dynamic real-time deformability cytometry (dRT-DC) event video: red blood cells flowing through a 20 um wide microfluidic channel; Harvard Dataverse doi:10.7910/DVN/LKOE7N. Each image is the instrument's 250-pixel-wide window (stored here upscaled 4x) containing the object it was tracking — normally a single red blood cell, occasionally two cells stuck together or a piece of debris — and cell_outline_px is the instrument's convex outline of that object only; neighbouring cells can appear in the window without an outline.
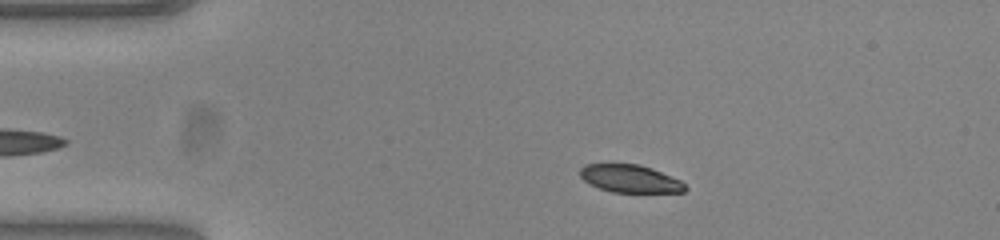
{"species": "common noctule bat (a hibernating species)", "species_latin": "Nyctalus noctula", "temperature_condition": "warm", "stored_images_in_passage": 50, "camera_frame_rate_fps": 3000, "um_per_image_px": 0.085, "animal": {"sex": "female", "body_mass_g": 23.0, "forearm_length_mm": 53.4}, "frame": {"image": 1, "passage_image": 7, "time_ms": 2.0, "image_size_px": [1000, 240], "cell_outline_px": [[688, 188], [684, 192], [612, 192], [600, 188], [584, 180], [580, 176], [580, 168], [584, 164], [640, 164], [652, 168], [680, 180]], "centroid_in_image_um": [53.56, 15.18], "position_along_channel_um": 31.4, "area_um2": 16.88}}
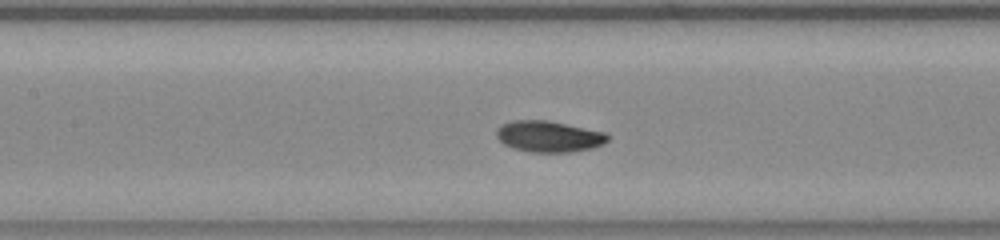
{"frame": {"image": 2, "passage_image": 21, "time_ms": 6.667, "image_size_px": [1000, 240], "cell_outline_px": [[608, 140], [604, 144], [592, 148], [572, 152], [528, 152], [512, 148], [504, 144], [496, 136], [496, 128], [500, 124], [512, 120], [548, 120], [604, 132], [608, 136]], "centroid_in_image_um": [46.61, 11.6], "position_along_channel_um": 160.8, "area_um2": 20.35}}
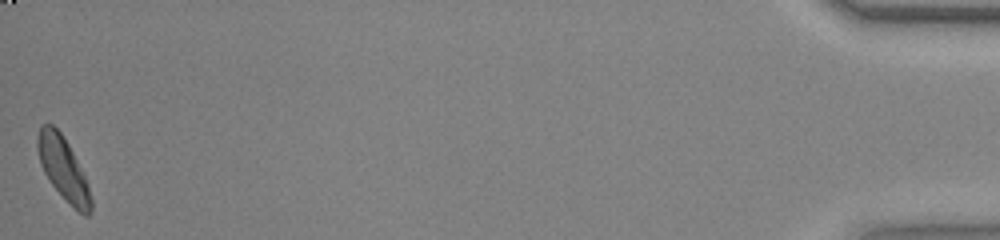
{"frame": {"image": 3, "passage_image": 50, "time_ms": 16.333, "image_size_px": [1000, 240], "cell_outline_px": [[92, 212], [88, 216], [84, 216], [52, 184], [44, 172], [40, 164], [36, 148], [36, 136], [40, 124], [52, 124], [60, 132], [68, 144], [88, 184], [92, 200]], "centroid_in_image_um": [5.35, 14.28], "position_along_channel_um": 429.9, "area_um2": 19.19}, "authors_computed_cell_mechanics": {"area_um2": 19.3919, "velocity_mm_per_s": 3.8294, "shape_relaxation_time_tau1_ms": 3.416, "shape_relaxation_time_tau2_ms": null, "deformation_change_tau1": 0.1322, "deformation_change_tau2": null}}